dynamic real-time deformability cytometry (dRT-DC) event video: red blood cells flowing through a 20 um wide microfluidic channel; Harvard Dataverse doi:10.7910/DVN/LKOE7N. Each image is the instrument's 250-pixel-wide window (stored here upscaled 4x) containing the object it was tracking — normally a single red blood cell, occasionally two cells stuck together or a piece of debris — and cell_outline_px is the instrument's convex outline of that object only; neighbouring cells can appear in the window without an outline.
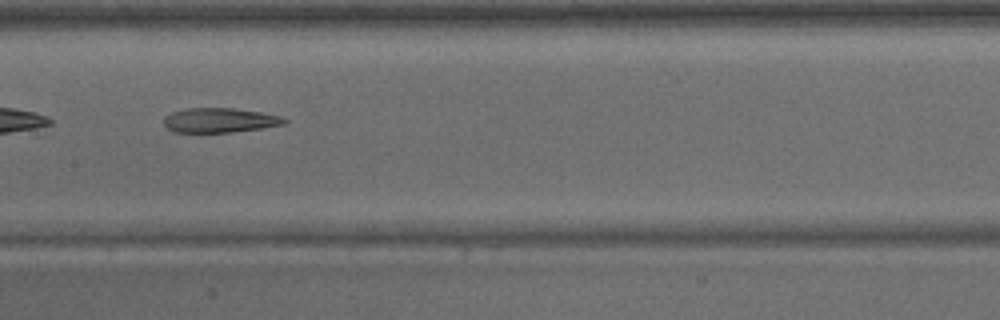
{"species": "common noctule bat (a hibernating species)", "species_latin": "Nyctalus noctula", "temperature_condition": "warm", "stored_images_in_passage": 29, "camera_frame_rate_fps": 3000, "um_per_image_px": 0.085, "animal": {"sex": "male", "body_mass_g": 15.6}, "frame": {"image": 1, "passage_image": 9, "time_ms": 2.667, "image_size_px": [1000, 320], "cell_outline_px": [[288, 120], [284, 124], [264, 128], [232, 132], [172, 132], [164, 124], [164, 116], [172, 112], [188, 108], [232, 108], [260, 112], [284, 116]], "centroid_in_image_um": [18.7, 10.22], "position_along_channel_um": 188.7, "area_um2": 17.34}}
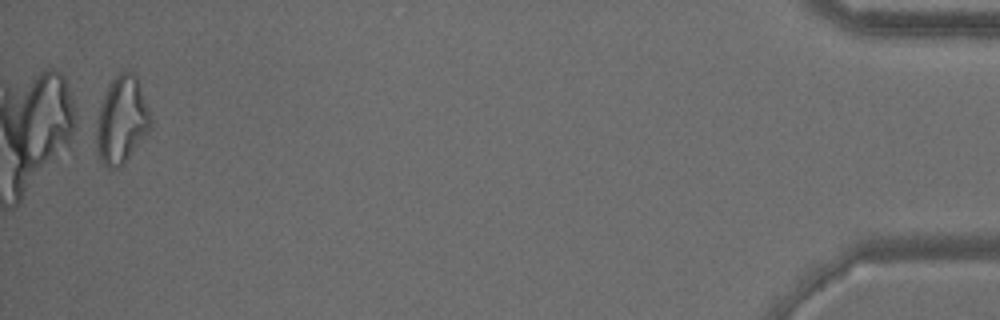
{"frame": {"image": 2, "passage_image": 29, "time_ms": 9.333, "image_size_px": [1000, 320], "cell_outline_px": [[152, 128], [124, 164], [120, 168], [108, 168], [100, 160], [96, 148], [96, 120], [100, 104], [108, 84], [120, 72], [132, 72], [136, 76], [140, 84], [152, 120]], "centroid_in_image_um": [10.34, 10.24], "position_along_channel_um": 424.9, "area_um2": 27.86}}